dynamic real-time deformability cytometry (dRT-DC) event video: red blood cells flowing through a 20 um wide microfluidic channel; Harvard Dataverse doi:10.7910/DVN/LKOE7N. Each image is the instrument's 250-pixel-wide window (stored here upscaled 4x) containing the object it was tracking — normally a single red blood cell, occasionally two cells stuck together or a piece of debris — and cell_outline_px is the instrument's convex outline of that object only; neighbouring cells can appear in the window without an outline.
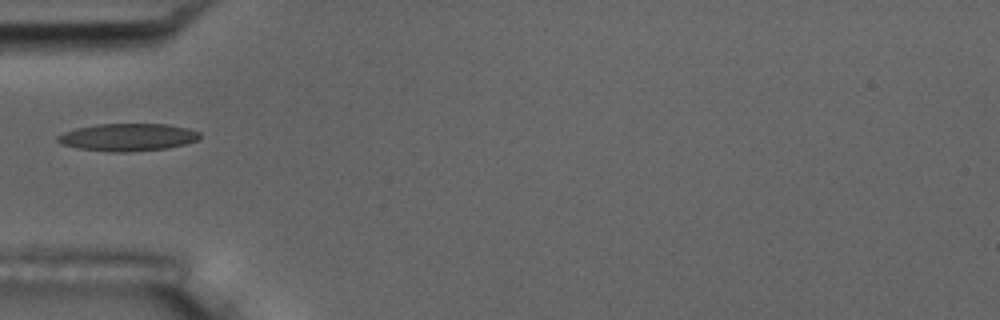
{"species": "common noctule bat (a hibernating species)", "species_latin": "Nyctalus noctula", "temperature_condition": "room temperature", "stored_images_in_passage": 37, "camera_frame_rate_fps": 3000, "um_per_image_px": 0.085, "animal": {"sex": "male", "body_mass_g": 17.5, "forearm_length_mm": 52.3}, "frame": {"image": 1, "passage_image": 1, "time_ms": 0.0, "image_size_px": [1000, 320], "cell_outline_px": [[200, 136], [196, 140], [184, 144], [164, 148], [128, 152], [112, 152], [80, 148], [64, 144], [56, 140], [56, 136], [64, 132], [76, 128], [96, 124], [168, 124], [188, 128], [200, 132]], "centroid_in_image_um": [10.86, 11.65], "position_along_channel_um": 74.1, "area_um2": 22.54}}